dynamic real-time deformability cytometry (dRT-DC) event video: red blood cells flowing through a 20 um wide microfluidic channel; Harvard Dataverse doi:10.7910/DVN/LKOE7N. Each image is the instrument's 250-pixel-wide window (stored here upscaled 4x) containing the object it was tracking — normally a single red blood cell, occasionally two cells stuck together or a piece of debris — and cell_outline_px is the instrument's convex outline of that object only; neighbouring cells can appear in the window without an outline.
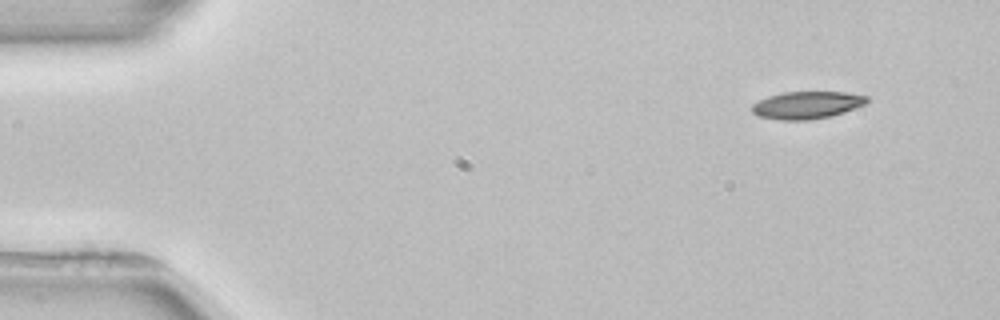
{"species": "common noctule bat (a hibernating species)", "species_latin": "Nyctalus noctula", "temperature_condition": "room temperature", "stored_images_in_passage": 4, "camera_frame_rate_fps": 3000, "um_per_image_px": 0.085, "animal": {"sex": "female", "body_mass_g": 22.7, "forearm_length_mm": 54.2}, "frame": {"image": 1, "passage_image": 1, "time_ms": 0.0, "image_size_px": [1000, 320], "cell_outline_px": [[868, 100], [864, 104], [844, 112], [828, 116], [808, 120], [780, 120], [756, 116], [752, 112], [752, 104], [768, 96], [784, 92], [848, 92], [868, 96]], "centroid_in_image_um": [68.56, 8.93], "position_along_channel_um": 16.4, "area_um2": 18.26}}
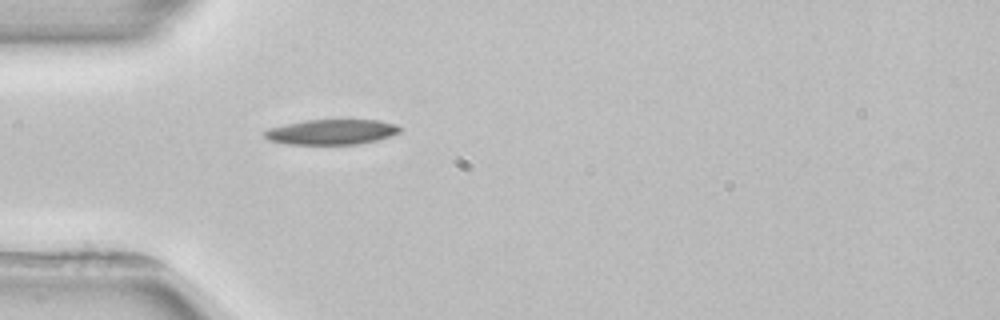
{"frame": {"image": 2, "passage_image": 4, "time_ms": 3.667, "image_size_px": [1000, 320], "cell_outline_px": [[400, 132], [392, 136], [376, 140], [356, 144], [288, 144], [268, 140], [264, 136], [264, 132], [268, 128], [284, 124], [308, 120], [380, 120], [396, 124], [400, 128]], "centroid_in_image_um": [28.18, 11.21], "position_along_channel_um": 56.8, "area_um2": 19.83}}